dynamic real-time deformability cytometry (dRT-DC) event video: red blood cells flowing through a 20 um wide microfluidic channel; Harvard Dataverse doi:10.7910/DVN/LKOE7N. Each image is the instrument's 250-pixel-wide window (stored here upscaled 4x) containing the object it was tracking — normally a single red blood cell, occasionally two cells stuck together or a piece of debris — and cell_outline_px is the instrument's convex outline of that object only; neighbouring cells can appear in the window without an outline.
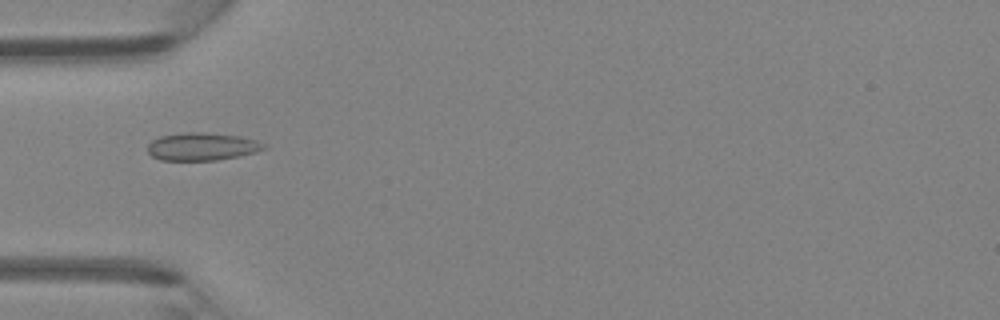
{"species": "Egyptian fruit bat (a non-hibernating species)", "species_latin": "Rousettus aegyptiacus", "temperature_condition": "room temperature", "stored_images_in_passage": 46, "camera_frame_rate_fps": 3000, "um_per_image_px": 0.085, "animal": {"sex": "female"}, "frame": {"image": 1, "passage_image": 15, "time_ms": 4.667, "image_size_px": [1000, 320], "cell_outline_px": [[268, 148], [256, 152], [240, 156], [216, 160], [160, 160], [152, 156], [148, 152], [148, 144], [152, 140], [160, 136], [188, 132], [204, 132], [240, 136], [256, 140], [268, 144]], "centroid_in_image_um": [17.22, 12.46], "position_along_channel_um": 67.8, "area_um2": 18.96}}
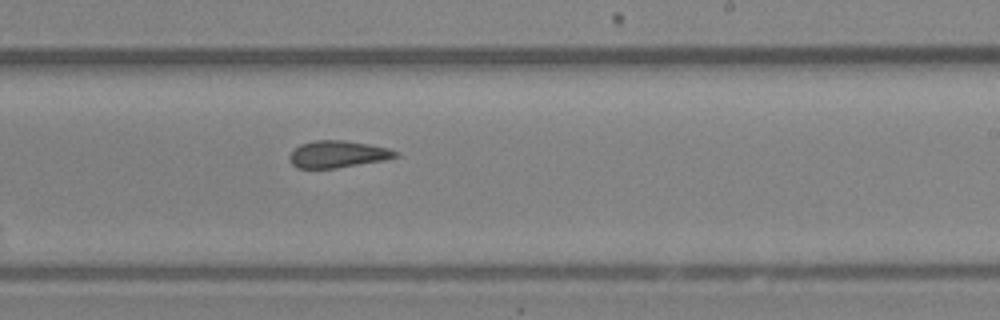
{"frame": {"image": 2, "passage_image": 28, "time_ms": 9.0, "image_size_px": [1000, 320], "cell_outline_px": [[400, 156], [384, 160], [336, 168], [296, 168], [288, 160], [288, 156], [300, 144], [316, 140], [344, 140], [368, 144], [388, 148], [400, 152]], "centroid_in_image_um": [28.71, 13.11], "position_along_channel_um": 260.3, "area_um2": 16.7}}
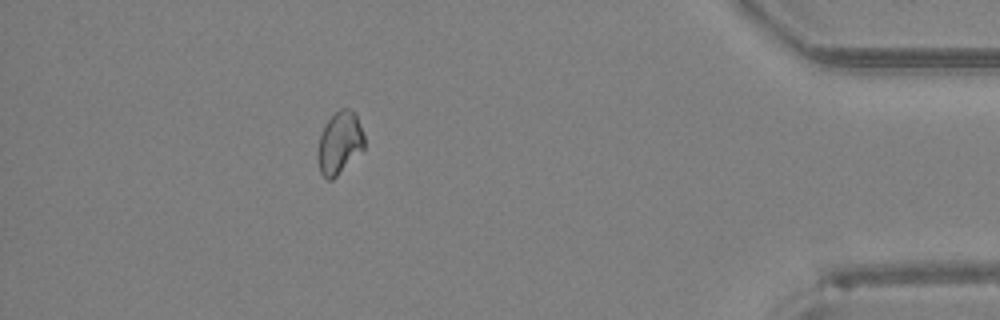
{"frame": {"image": 3, "passage_image": 41, "time_ms": 13.333, "image_size_px": [1000, 320], "cell_outline_px": [[364, 148], [332, 180], [328, 180], [320, 172], [316, 156], [320, 136], [328, 120], [340, 108], [348, 108], [356, 112], [364, 136]], "centroid_in_image_um": [28.86, 12.13], "position_along_channel_um": 406.3, "area_um2": 16.76}}